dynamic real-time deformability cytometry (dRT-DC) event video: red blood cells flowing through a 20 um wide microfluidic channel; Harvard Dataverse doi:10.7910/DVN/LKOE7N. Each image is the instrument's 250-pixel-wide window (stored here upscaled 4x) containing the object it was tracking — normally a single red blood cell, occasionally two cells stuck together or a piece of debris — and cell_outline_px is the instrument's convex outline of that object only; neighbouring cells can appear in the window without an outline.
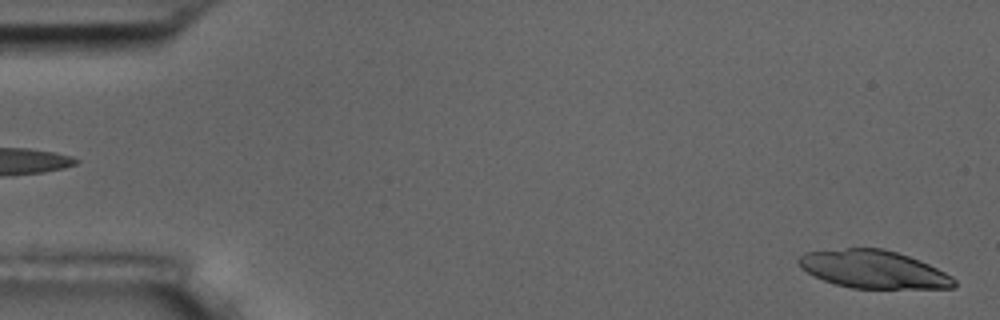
{"species": "common noctule bat (a hibernating species)", "species_latin": "Nyctalus noctula", "temperature_condition": "room temperature", "stored_images_in_passage": 5, "segment_of_instrument_passage": [2, 2], "camera_frame_rate_fps": 3000, "um_per_image_px": 0.085, "animal": {"sex": "male", "body_mass_g": 17.5, "forearm_length_mm": 52.3}, "frame": {"image": 1, "passage_image": 5, "time_ms": 5.667, "image_size_px": [1000, 320], "cell_outline_px": [[956, 284], [952, 288], [852, 288], [836, 284], [812, 276], [800, 268], [796, 260], [804, 252], [844, 248], [884, 248], [920, 260], [952, 276], [956, 280]], "centroid_in_image_um": [74.2, 22.88], "position_along_channel_um": 10.8, "area_um2": 34.39}}